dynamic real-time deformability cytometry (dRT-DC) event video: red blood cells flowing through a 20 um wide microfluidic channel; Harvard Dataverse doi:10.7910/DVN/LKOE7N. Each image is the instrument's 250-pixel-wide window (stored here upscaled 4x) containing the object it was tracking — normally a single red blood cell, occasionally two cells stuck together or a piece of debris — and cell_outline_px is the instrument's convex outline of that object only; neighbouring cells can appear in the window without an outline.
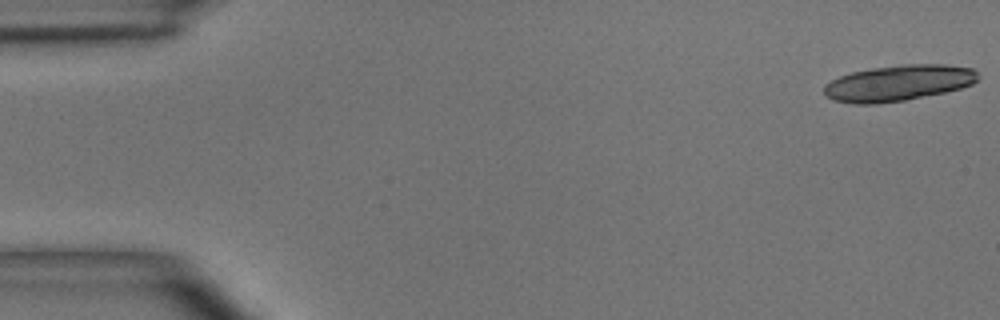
{"species": "common noctule bat (a hibernating species)", "species_latin": "Nyctalus noctula", "temperature_condition": "room temperature", "stored_images_in_passage": 5, "camera_frame_rate_fps": 3000, "um_per_image_px": 0.085, "animal": {"sex": "male", "body_mass_g": 15.6}, "frame": {"image": 1, "passage_image": 1, "time_ms": 0.0, "image_size_px": [1000, 320], "cell_outline_px": [[980, 76], [972, 84], [960, 88], [944, 92], [904, 100], [876, 104], [852, 104], [832, 100], [824, 96], [824, 84], [840, 76], [852, 72], [872, 68], [904, 64], [944, 64], [972, 68]], "centroid_in_image_um": [76.32, 7.06], "position_along_channel_um": 8.7, "area_um2": 32.25}}